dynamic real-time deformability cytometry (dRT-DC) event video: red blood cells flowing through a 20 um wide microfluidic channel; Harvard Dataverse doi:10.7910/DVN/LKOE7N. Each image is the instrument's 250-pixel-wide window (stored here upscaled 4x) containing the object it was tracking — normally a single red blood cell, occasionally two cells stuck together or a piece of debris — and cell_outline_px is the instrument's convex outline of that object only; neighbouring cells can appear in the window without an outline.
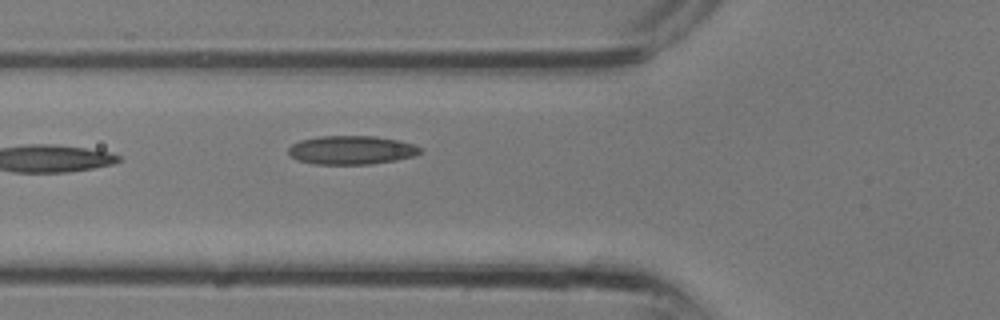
{"species": "common noctule bat (a hibernating species)", "species_latin": "Nyctalus noctula", "temperature_condition": "room temperature", "stored_images_in_passage": 3, "camera_frame_rate_fps": 3000, "um_per_image_px": 0.085, "animal": {"sex": "male", "body_mass_g": 13.3}, "frame": {"image": 1, "passage_image": 3, "time_ms": 0.667, "image_size_px": [1000, 320], "cell_outline_px": [[420, 152], [412, 156], [396, 160], [372, 164], [312, 164], [296, 160], [288, 156], [288, 148], [292, 144], [300, 140], [320, 136], [376, 136], [400, 140], [412, 144], [420, 148]], "centroid_in_image_um": [29.81, 12.76], "position_along_channel_um": 96.0, "area_um2": 22.14}}